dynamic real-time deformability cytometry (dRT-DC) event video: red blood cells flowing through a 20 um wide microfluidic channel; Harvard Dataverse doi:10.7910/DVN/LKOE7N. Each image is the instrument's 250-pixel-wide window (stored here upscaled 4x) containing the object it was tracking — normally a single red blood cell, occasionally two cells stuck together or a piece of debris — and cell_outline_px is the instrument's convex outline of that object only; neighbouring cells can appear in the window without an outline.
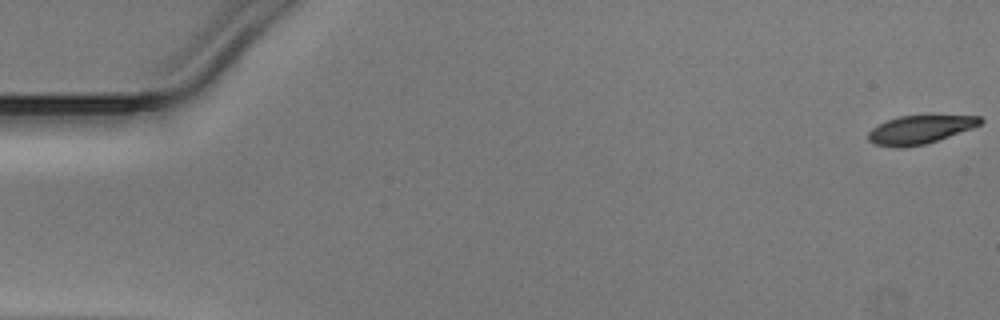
{"species": "Egyptian fruit bat (a non-hibernating species)", "species_latin": "Rousettus aegyptiacus", "temperature_condition": "warm", "stored_images_in_passage": 17, "camera_frame_rate_fps": 3000, "um_per_image_px": 0.085, "animal": {"sex": "male"}, "frame": {"image": 1, "passage_image": 1, "time_ms": 0.0, "image_size_px": [1000, 320], "cell_outline_px": [[984, 120], [980, 124], [972, 128], [924, 144], [900, 148], [896, 148], [876, 144], [868, 140], [868, 132], [872, 128], [888, 120], [900, 116], [924, 112], [932, 112], [980, 116]], "centroid_in_image_um": [78.26, 10.94], "position_along_channel_um": 6.7, "area_um2": 19.36}}
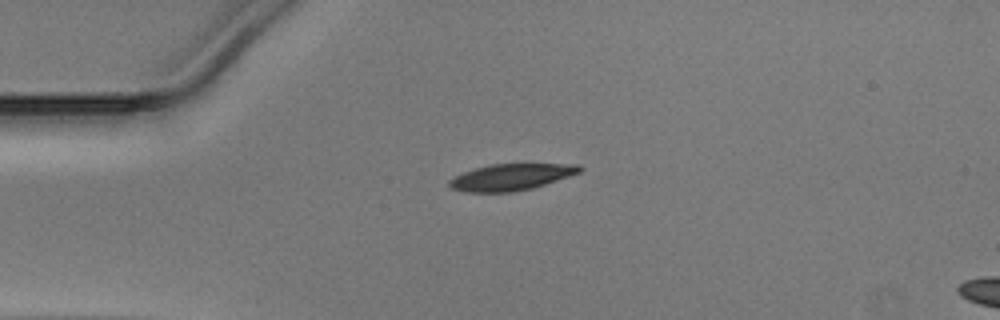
{"frame": {"image": 2, "passage_image": 13, "time_ms": 4.0, "image_size_px": [1000, 320], "cell_outline_px": [[584, 168], [580, 172], [532, 188], [512, 192], [464, 192], [452, 188], [448, 184], [448, 180], [464, 172], [476, 168], [492, 164], [576, 164]], "centroid_in_image_um": [43.42, 15.05], "position_along_channel_um": 41.6, "area_um2": 19.83}}